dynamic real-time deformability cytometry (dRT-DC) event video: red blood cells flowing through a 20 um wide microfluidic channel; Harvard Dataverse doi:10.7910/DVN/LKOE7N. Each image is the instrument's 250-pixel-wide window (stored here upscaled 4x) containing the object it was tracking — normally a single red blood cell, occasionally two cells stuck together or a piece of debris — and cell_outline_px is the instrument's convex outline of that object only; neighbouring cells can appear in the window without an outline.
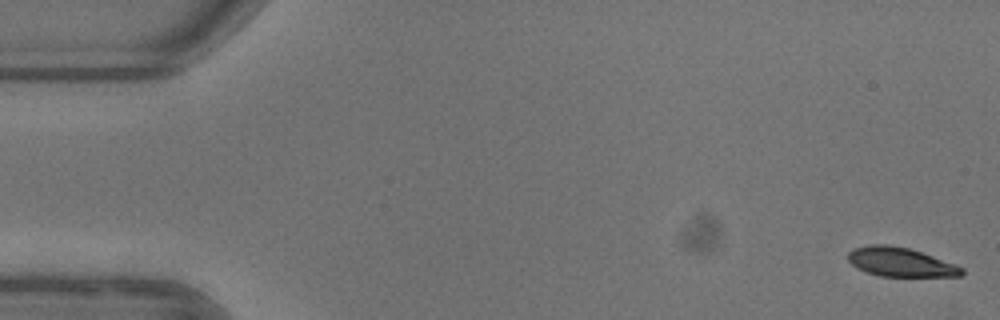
{"species": "common noctule bat (a hibernating species)", "species_latin": "Nyctalus noctula", "temperature_condition": "warm", "stored_images_in_passage": 52, "camera_frame_rate_fps": 3000, "um_per_image_px": 0.085, "animal": {"sex": "female"}, "frame": {"image": 1, "passage_image": 1, "time_ms": 0.0, "image_size_px": [1000, 320], "cell_outline_px": [[964, 272], [960, 276], [880, 276], [856, 268], [848, 260], [848, 252], [852, 248], [868, 244], [888, 244], [908, 248], [956, 264], [964, 268]], "centroid_in_image_um": [76.51, 22.26], "position_along_channel_um": 8.5, "area_um2": 19.25}}
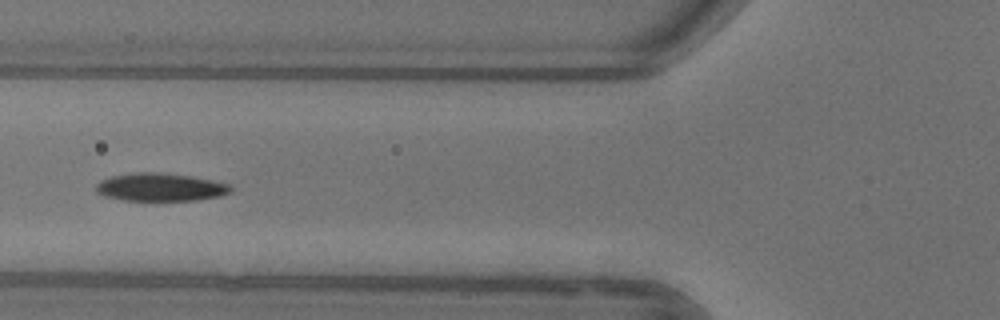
{"frame": {"image": 2, "passage_image": 20, "time_ms": 6.333, "image_size_px": [1000, 320], "cell_outline_px": [[232, 192], [220, 196], [196, 200], [124, 200], [104, 196], [96, 192], [96, 184], [100, 180], [112, 176], [136, 172], [160, 172], [188, 176], [212, 180], [232, 184]], "centroid_in_image_um": [13.65, 15.9], "position_along_channel_um": 112.2, "area_um2": 21.96}}
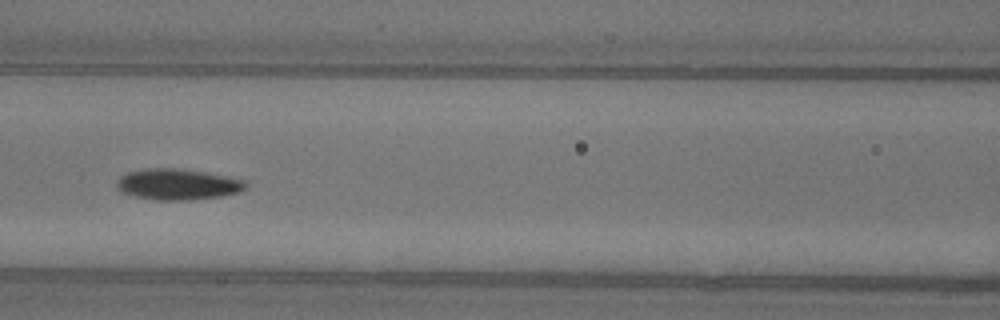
{"frame": {"image": 3, "passage_image": 23, "time_ms": 7.333, "image_size_px": [1000, 320], "cell_outline_px": [[248, 188], [240, 192], [220, 196], [192, 200], [160, 200], [136, 196], [120, 192], [116, 188], [116, 180], [120, 176], [128, 172], [148, 168], [176, 168], [204, 172], [244, 180], [248, 184]], "centroid_in_image_um": [15.09, 15.67], "position_along_channel_um": 151.5, "area_um2": 23.29}, "authors_computed_cell_mechanics": {"area_um2": 21.6172, "velocity_mm_per_s": 3.9074, "shape_relaxation_time_tau1_ms": 4.3225, "shape_relaxation_time_tau2_ms": null, "deformation_change_tau1": 0.1585, "deformation_change_tau2": null}}